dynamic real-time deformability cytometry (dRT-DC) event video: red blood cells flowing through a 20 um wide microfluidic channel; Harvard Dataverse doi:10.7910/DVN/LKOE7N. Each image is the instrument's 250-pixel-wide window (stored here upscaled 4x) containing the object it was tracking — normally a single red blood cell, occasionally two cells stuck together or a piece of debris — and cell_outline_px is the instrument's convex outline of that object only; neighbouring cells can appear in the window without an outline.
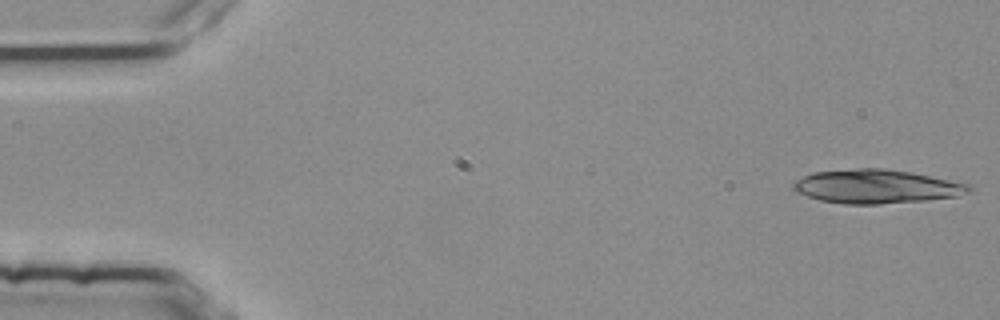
{"species": "common noctule bat (a hibernating species)", "species_latin": "Nyctalus noctula", "temperature_condition": "room temperature", "stored_images_in_passage": 5, "camera_frame_rate_fps": 3000, "um_per_image_px": 0.085, "animal": {"sex": "female", "body_mass_g": 25.1}, "frame": {"image": 1, "passage_image": 1, "time_ms": 0.0, "image_size_px": [1000, 320], "cell_outline_px": [[972, 192], [956, 196], [924, 200], [880, 204], [844, 204], [820, 200], [796, 192], [792, 188], [792, 184], [796, 180], [812, 172], [860, 168], [884, 168], [912, 172], [972, 184]], "centroid_in_image_um": [74.52, 15.84], "position_along_channel_um": 10.5, "area_um2": 34.74}}
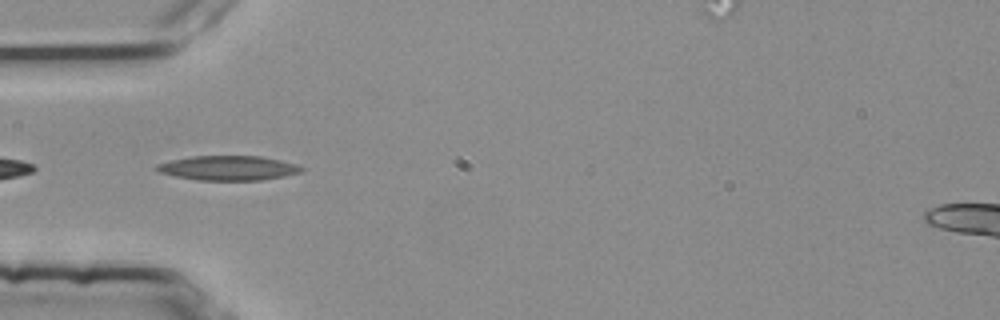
{"frame": {"image": 2, "passage_image": 4, "time_ms": 1.0, "image_size_px": [1000, 320], "cell_outline_px": [[304, 168], [300, 172], [284, 176], [260, 180], [200, 180], [176, 176], [160, 172], [152, 168], [156, 164], [172, 160], [192, 156], [260, 156], [280, 160], [296, 164]], "centroid_in_image_um": [19.38, 14.27], "position_along_channel_um": 65.6, "area_um2": 20.58}}